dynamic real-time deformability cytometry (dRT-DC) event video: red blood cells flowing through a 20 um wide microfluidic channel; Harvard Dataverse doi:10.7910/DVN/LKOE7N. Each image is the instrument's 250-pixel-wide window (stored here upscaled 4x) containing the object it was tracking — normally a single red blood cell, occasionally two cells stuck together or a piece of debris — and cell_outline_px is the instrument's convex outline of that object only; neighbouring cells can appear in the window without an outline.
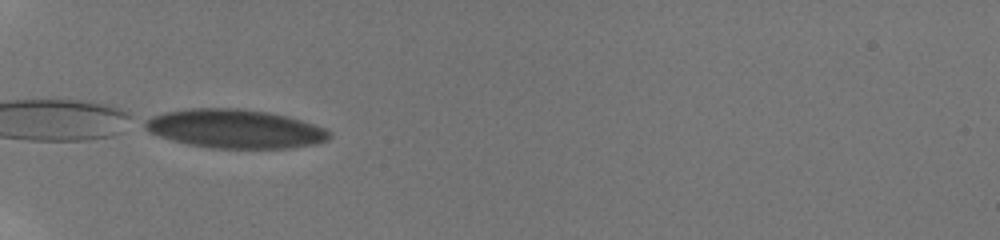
{"species": "human", "species_latin": "Homo sapiens", "temperature_condition": "room temperature", "stored_images_in_passage": 34, "camera_frame_rate_fps": 3000, "um_per_image_px": 0.085, "donor": {"sex": "male"}, "frame": {"image": 1, "passage_image": 1, "time_ms": 0.0, "image_size_px": [1000, 240], "cell_outline_px": [[332, 136], [328, 140], [316, 144], [288, 148], [208, 148], [188, 144], [172, 140], [148, 132], [144, 128], [144, 120], [152, 116], [164, 112], [188, 108], [240, 108], [268, 112], [288, 116], [324, 128]], "centroid_in_image_um": [19.94, 10.94], "position_along_channel_um": 65.1, "area_um2": 41.79}}
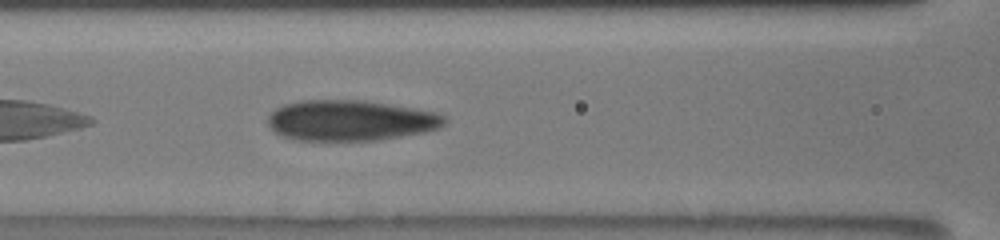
{"frame": {"image": 2, "passage_image": 8, "time_ms": 2.333, "image_size_px": [1000, 240], "cell_outline_px": [[448, 120], [444, 124], [436, 128], [424, 132], [376, 140], [296, 140], [284, 136], [276, 132], [268, 124], [268, 116], [276, 108], [284, 104], [300, 100], [364, 100], [412, 108], [432, 112], [444, 116]], "centroid_in_image_um": [29.75, 10.23], "position_along_channel_um": 136.9, "area_um2": 41.38}}
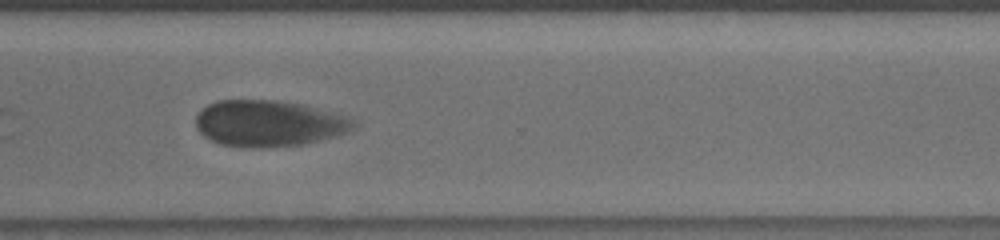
{"frame": {"image": 3, "passage_image": 25, "time_ms": 8.0, "image_size_px": [1000, 240], "cell_outline_px": [[356, 128], [340, 136], [304, 144], [220, 144], [204, 136], [196, 128], [196, 116], [208, 104], [216, 100], [276, 100], [304, 104], [348, 116], [356, 124]], "centroid_in_image_um": [22.91, 10.43], "position_along_channel_um": 347.7, "area_um2": 41.56}}